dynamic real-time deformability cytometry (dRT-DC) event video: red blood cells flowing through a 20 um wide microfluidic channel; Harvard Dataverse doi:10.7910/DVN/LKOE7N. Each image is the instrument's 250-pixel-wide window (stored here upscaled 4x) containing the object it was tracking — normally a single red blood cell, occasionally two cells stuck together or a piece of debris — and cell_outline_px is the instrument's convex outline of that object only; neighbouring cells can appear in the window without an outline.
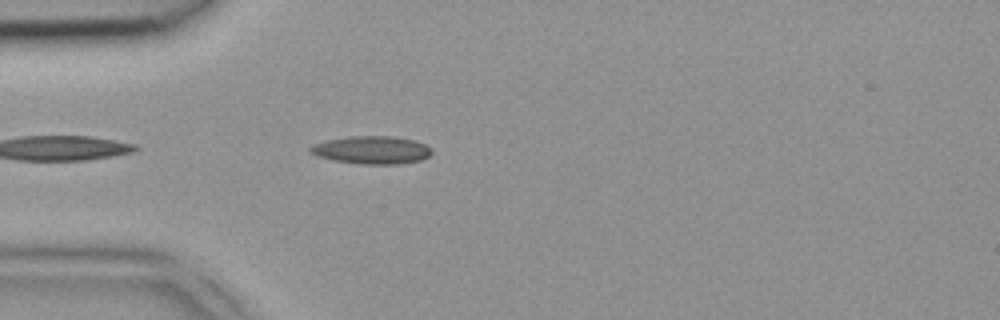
{"species": "common noctule bat (a hibernating species)", "species_latin": "Nyctalus noctula", "temperature_condition": "room temperature", "stored_images_in_passage": 1, "camera_frame_rate_fps": 3000, "um_per_image_px": 0.085, "animal": {"sex": "female", "body_mass_g": 18.4}, "frame": {"image": 1, "passage_image": 1, "time_ms": 0.0, "image_size_px": [1000, 320], "cell_outline_px": [[432, 152], [428, 156], [420, 160], [396, 164], [360, 164], [332, 160], [316, 156], [308, 152], [308, 148], [312, 144], [328, 140], [348, 136], [392, 136], [416, 140], [432, 148]], "centroid_in_image_um": [31.56, 12.74], "position_along_channel_um": 53.4, "area_um2": 19.88}}